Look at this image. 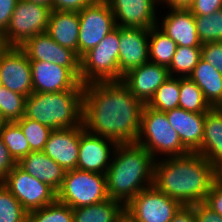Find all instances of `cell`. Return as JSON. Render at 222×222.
<instances>
[{
  "instance_id": "1",
  "label": "cell",
  "mask_w": 222,
  "mask_h": 222,
  "mask_svg": "<svg viewBox=\"0 0 222 222\" xmlns=\"http://www.w3.org/2000/svg\"><path fill=\"white\" fill-rule=\"evenodd\" d=\"M143 107L122 81L89 83L84 85L82 123L96 136L136 143Z\"/></svg>"
},
{
  "instance_id": "2",
  "label": "cell",
  "mask_w": 222,
  "mask_h": 222,
  "mask_svg": "<svg viewBox=\"0 0 222 222\" xmlns=\"http://www.w3.org/2000/svg\"><path fill=\"white\" fill-rule=\"evenodd\" d=\"M162 160H155L153 185L182 206L204 202L217 180L216 168L197 153Z\"/></svg>"
},
{
  "instance_id": "3",
  "label": "cell",
  "mask_w": 222,
  "mask_h": 222,
  "mask_svg": "<svg viewBox=\"0 0 222 222\" xmlns=\"http://www.w3.org/2000/svg\"><path fill=\"white\" fill-rule=\"evenodd\" d=\"M106 170L108 197L125 206L142 190L154 184L153 156L137 143L118 144Z\"/></svg>"
},
{
  "instance_id": "4",
  "label": "cell",
  "mask_w": 222,
  "mask_h": 222,
  "mask_svg": "<svg viewBox=\"0 0 222 222\" xmlns=\"http://www.w3.org/2000/svg\"><path fill=\"white\" fill-rule=\"evenodd\" d=\"M83 93L84 89L32 93L26 97L24 117L36 120L52 130L80 126Z\"/></svg>"
},
{
  "instance_id": "5",
  "label": "cell",
  "mask_w": 222,
  "mask_h": 222,
  "mask_svg": "<svg viewBox=\"0 0 222 222\" xmlns=\"http://www.w3.org/2000/svg\"><path fill=\"white\" fill-rule=\"evenodd\" d=\"M136 143L143 146L155 160L158 153L165 154L167 158L191 153L182 144L166 113L151 109L147 105H144L142 110L141 129Z\"/></svg>"
},
{
  "instance_id": "6",
  "label": "cell",
  "mask_w": 222,
  "mask_h": 222,
  "mask_svg": "<svg viewBox=\"0 0 222 222\" xmlns=\"http://www.w3.org/2000/svg\"><path fill=\"white\" fill-rule=\"evenodd\" d=\"M120 26H117L95 47L80 57V82L119 81Z\"/></svg>"
},
{
  "instance_id": "7",
  "label": "cell",
  "mask_w": 222,
  "mask_h": 222,
  "mask_svg": "<svg viewBox=\"0 0 222 222\" xmlns=\"http://www.w3.org/2000/svg\"><path fill=\"white\" fill-rule=\"evenodd\" d=\"M107 199L105 174L79 169L66 171L62 186L57 191V200L72 209L98 204Z\"/></svg>"
},
{
  "instance_id": "8",
  "label": "cell",
  "mask_w": 222,
  "mask_h": 222,
  "mask_svg": "<svg viewBox=\"0 0 222 222\" xmlns=\"http://www.w3.org/2000/svg\"><path fill=\"white\" fill-rule=\"evenodd\" d=\"M51 9L46 6L18 0L6 32L2 35L6 47H20L28 39L45 33Z\"/></svg>"
},
{
  "instance_id": "9",
  "label": "cell",
  "mask_w": 222,
  "mask_h": 222,
  "mask_svg": "<svg viewBox=\"0 0 222 222\" xmlns=\"http://www.w3.org/2000/svg\"><path fill=\"white\" fill-rule=\"evenodd\" d=\"M79 38L78 56L81 57L97 46L117 26L115 17L106 0H96L92 5L78 12Z\"/></svg>"
},
{
  "instance_id": "10",
  "label": "cell",
  "mask_w": 222,
  "mask_h": 222,
  "mask_svg": "<svg viewBox=\"0 0 222 222\" xmlns=\"http://www.w3.org/2000/svg\"><path fill=\"white\" fill-rule=\"evenodd\" d=\"M2 184L28 213L45 207L57 199V192L53 188L32 177L18 165L8 173Z\"/></svg>"
},
{
  "instance_id": "11",
  "label": "cell",
  "mask_w": 222,
  "mask_h": 222,
  "mask_svg": "<svg viewBox=\"0 0 222 222\" xmlns=\"http://www.w3.org/2000/svg\"><path fill=\"white\" fill-rule=\"evenodd\" d=\"M182 205L154 185L140 191L126 206L125 210L138 222H171Z\"/></svg>"
},
{
  "instance_id": "12",
  "label": "cell",
  "mask_w": 222,
  "mask_h": 222,
  "mask_svg": "<svg viewBox=\"0 0 222 222\" xmlns=\"http://www.w3.org/2000/svg\"><path fill=\"white\" fill-rule=\"evenodd\" d=\"M0 85L26 97L33 93L30 60L20 47L0 51Z\"/></svg>"
},
{
  "instance_id": "13",
  "label": "cell",
  "mask_w": 222,
  "mask_h": 222,
  "mask_svg": "<svg viewBox=\"0 0 222 222\" xmlns=\"http://www.w3.org/2000/svg\"><path fill=\"white\" fill-rule=\"evenodd\" d=\"M20 48L30 61L51 62L67 67L80 80V57L54 41L46 32L28 39Z\"/></svg>"
},
{
  "instance_id": "14",
  "label": "cell",
  "mask_w": 222,
  "mask_h": 222,
  "mask_svg": "<svg viewBox=\"0 0 222 222\" xmlns=\"http://www.w3.org/2000/svg\"><path fill=\"white\" fill-rule=\"evenodd\" d=\"M117 145L118 143L116 141L109 138L96 136L90 132H87L85 128H83L80 131L77 169L87 172L105 174L112 161L110 156L111 158L113 157V150Z\"/></svg>"
},
{
  "instance_id": "15",
  "label": "cell",
  "mask_w": 222,
  "mask_h": 222,
  "mask_svg": "<svg viewBox=\"0 0 222 222\" xmlns=\"http://www.w3.org/2000/svg\"><path fill=\"white\" fill-rule=\"evenodd\" d=\"M30 64L33 93L84 89V85L67 67L44 61H30Z\"/></svg>"
},
{
  "instance_id": "16",
  "label": "cell",
  "mask_w": 222,
  "mask_h": 222,
  "mask_svg": "<svg viewBox=\"0 0 222 222\" xmlns=\"http://www.w3.org/2000/svg\"><path fill=\"white\" fill-rule=\"evenodd\" d=\"M150 29L120 27L119 81L132 69L149 61Z\"/></svg>"
},
{
  "instance_id": "17",
  "label": "cell",
  "mask_w": 222,
  "mask_h": 222,
  "mask_svg": "<svg viewBox=\"0 0 222 222\" xmlns=\"http://www.w3.org/2000/svg\"><path fill=\"white\" fill-rule=\"evenodd\" d=\"M116 26L151 29L158 26L156 3L159 0H106Z\"/></svg>"
},
{
  "instance_id": "18",
  "label": "cell",
  "mask_w": 222,
  "mask_h": 222,
  "mask_svg": "<svg viewBox=\"0 0 222 222\" xmlns=\"http://www.w3.org/2000/svg\"><path fill=\"white\" fill-rule=\"evenodd\" d=\"M80 126L52 130L43 152L65 171L77 169L79 155Z\"/></svg>"
},
{
  "instance_id": "19",
  "label": "cell",
  "mask_w": 222,
  "mask_h": 222,
  "mask_svg": "<svg viewBox=\"0 0 222 222\" xmlns=\"http://www.w3.org/2000/svg\"><path fill=\"white\" fill-rule=\"evenodd\" d=\"M169 77L168 68L148 61L125 74L122 82L138 100L147 105L158 87Z\"/></svg>"
},
{
  "instance_id": "20",
  "label": "cell",
  "mask_w": 222,
  "mask_h": 222,
  "mask_svg": "<svg viewBox=\"0 0 222 222\" xmlns=\"http://www.w3.org/2000/svg\"><path fill=\"white\" fill-rule=\"evenodd\" d=\"M160 30L169 36L177 46L201 47L194 15L188 8H170L163 17Z\"/></svg>"
},
{
  "instance_id": "21",
  "label": "cell",
  "mask_w": 222,
  "mask_h": 222,
  "mask_svg": "<svg viewBox=\"0 0 222 222\" xmlns=\"http://www.w3.org/2000/svg\"><path fill=\"white\" fill-rule=\"evenodd\" d=\"M165 113L182 144L191 153H195L202 144L205 113L188 112L179 107Z\"/></svg>"
},
{
  "instance_id": "22",
  "label": "cell",
  "mask_w": 222,
  "mask_h": 222,
  "mask_svg": "<svg viewBox=\"0 0 222 222\" xmlns=\"http://www.w3.org/2000/svg\"><path fill=\"white\" fill-rule=\"evenodd\" d=\"M17 165L32 177L48 184L56 192L62 186L66 174V171L43 151L30 152Z\"/></svg>"
},
{
  "instance_id": "23",
  "label": "cell",
  "mask_w": 222,
  "mask_h": 222,
  "mask_svg": "<svg viewBox=\"0 0 222 222\" xmlns=\"http://www.w3.org/2000/svg\"><path fill=\"white\" fill-rule=\"evenodd\" d=\"M202 155L216 169L222 165V109L211 107L205 113L204 136L195 152Z\"/></svg>"
},
{
  "instance_id": "24",
  "label": "cell",
  "mask_w": 222,
  "mask_h": 222,
  "mask_svg": "<svg viewBox=\"0 0 222 222\" xmlns=\"http://www.w3.org/2000/svg\"><path fill=\"white\" fill-rule=\"evenodd\" d=\"M79 26L78 12L51 10L46 33L78 55Z\"/></svg>"
},
{
  "instance_id": "25",
  "label": "cell",
  "mask_w": 222,
  "mask_h": 222,
  "mask_svg": "<svg viewBox=\"0 0 222 222\" xmlns=\"http://www.w3.org/2000/svg\"><path fill=\"white\" fill-rule=\"evenodd\" d=\"M188 78L199 86L211 107L222 105V74L209 63L200 58Z\"/></svg>"
},
{
  "instance_id": "26",
  "label": "cell",
  "mask_w": 222,
  "mask_h": 222,
  "mask_svg": "<svg viewBox=\"0 0 222 222\" xmlns=\"http://www.w3.org/2000/svg\"><path fill=\"white\" fill-rule=\"evenodd\" d=\"M125 210V205L114 199L101 203L73 208L74 222H117Z\"/></svg>"
},
{
  "instance_id": "27",
  "label": "cell",
  "mask_w": 222,
  "mask_h": 222,
  "mask_svg": "<svg viewBox=\"0 0 222 222\" xmlns=\"http://www.w3.org/2000/svg\"><path fill=\"white\" fill-rule=\"evenodd\" d=\"M158 26L149 32V61L168 68L176 52L177 44Z\"/></svg>"
},
{
  "instance_id": "28",
  "label": "cell",
  "mask_w": 222,
  "mask_h": 222,
  "mask_svg": "<svg viewBox=\"0 0 222 222\" xmlns=\"http://www.w3.org/2000/svg\"><path fill=\"white\" fill-rule=\"evenodd\" d=\"M180 77H169L156 90L153 98L147 104L151 109L166 112L179 107Z\"/></svg>"
},
{
  "instance_id": "29",
  "label": "cell",
  "mask_w": 222,
  "mask_h": 222,
  "mask_svg": "<svg viewBox=\"0 0 222 222\" xmlns=\"http://www.w3.org/2000/svg\"><path fill=\"white\" fill-rule=\"evenodd\" d=\"M0 138L17 163L31 152L29 143L16 122H5Z\"/></svg>"
},
{
  "instance_id": "30",
  "label": "cell",
  "mask_w": 222,
  "mask_h": 222,
  "mask_svg": "<svg viewBox=\"0 0 222 222\" xmlns=\"http://www.w3.org/2000/svg\"><path fill=\"white\" fill-rule=\"evenodd\" d=\"M179 108L193 113H206L211 108L202 90L188 77H180Z\"/></svg>"
},
{
  "instance_id": "31",
  "label": "cell",
  "mask_w": 222,
  "mask_h": 222,
  "mask_svg": "<svg viewBox=\"0 0 222 222\" xmlns=\"http://www.w3.org/2000/svg\"><path fill=\"white\" fill-rule=\"evenodd\" d=\"M200 58L201 47L177 46L176 52L168 67L169 75L175 77L178 74L177 76L181 78L188 77L198 64Z\"/></svg>"
},
{
  "instance_id": "32",
  "label": "cell",
  "mask_w": 222,
  "mask_h": 222,
  "mask_svg": "<svg viewBox=\"0 0 222 222\" xmlns=\"http://www.w3.org/2000/svg\"><path fill=\"white\" fill-rule=\"evenodd\" d=\"M26 96L0 85V115L5 122H16L25 113Z\"/></svg>"
},
{
  "instance_id": "33",
  "label": "cell",
  "mask_w": 222,
  "mask_h": 222,
  "mask_svg": "<svg viewBox=\"0 0 222 222\" xmlns=\"http://www.w3.org/2000/svg\"><path fill=\"white\" fill-rule=\"evenodd\" d=\"M28 222H74L73 209L56 199L53 203L28 213Z\"/></svg>"
},
{
  "instance_id": "34",
  "label": "cell",
  "mask_w": 222,
  "mask_h": 222,
  "mask_svg": "<svg viewBox=\"0 0 222 222\" xmlns=\"http://www.w3.org/2000/svg\"><path fill=\"white\" fill-rule=\"evenodd\" d=\"M196 30L202 43L222 41V9L211 15L194 16Z\"/></svg>"
},
{
  "instance_id": "35",
  "label": "cell",
  "mask_w": 222,
  "mask_h": 222,
  "mask_svg": "<svg viewBox=\"0 0 222 222\" xmlns=\"http://www.w3.org/2000/svg\"><path fill=\"white\" fill-rule=\"evenodd\" d=\"M16 123L25 135L31 152L43 151L52 129L24 116Z\"/></svg>"
},
{
  "instance_id": "36",
  "label": "cell",
  "mask_w": 222,
  "mask_h": 222,
  "mask_svg": "<svg viewBox=\"0 0 222 222\" xmlns=\"http://www.w3.org/2000/svg\"><path fill=\"white\" fill-rule=\"evenodd\" d=\"M0 222H28V212L0 182Z\"/></svg>"
},
{
  "instance_id": "37",
  "label": "cell",
  "mask_w": 222,
  "mask_h": 222,
  "mask_svg": "<svg viewBox=\"0 0 222 222\" xmlns=\"http://www.w3.org/2000/svg\"><path fill=\"white\" fill-rule=\"evenodd\" d=\"M201 58L222 74V41L202 43Z\"/></svg>"
},
{
  "instance_id": "38",
  "label": "cell",
  "mask_w": 222,
  "mask_h": 222,
  "mask_svg": "<svg viewBox=\"0 0 222 222\" xmlns=\"http://www.w3.org/2000/svg\"><path fill=\"white\" fill-rule=\"evenodd\" d=\"M188 9L194 16L211 15L222 9V0H193Z\"/></svg>"
},
{
  "instance_id": "39",
  "label": "cell",
  "mask_w": 222,
  "mask_h": 222,
  "mask_svg": "<svg viewBox=\"0 0 222 222\" xmlns=\"http://www.w3.org/2000/svg\"><path fill=\"white\" fill-rule=\"evenodd\" d=\"M203 203L222 216V184L219 181L216 180L211 185L210 191Z\"/></svg>"
},
{
  "instance_id": "40",
  "label": "cell",
  "mask_w": 222,
  "mask_h": 222,
  "mask_svg": "<svg viewBox=\"0 0 222 222\" xmlns=\"http://www.w3.org/2000/svg\"><path fill=\"white\" fill-rule=\"evenodd\" d=\"M96 0H52V10L80 12Z\"/></svg>"
},
{
  "instance_id": "41",
  "label": "cell",
  "mask_w": 222,
  "mask_h": 222,
  "mask_svg": "<svg viewBox=\"0 0 222 222\" xmlns=\"http://www.w3.org/2000/svg\"><path fill=\"white\" fill-rule=\"evenodd\" d=\"M191 206L194 209L196 222H222V216L211 210L203 202Z\"/></svg>"
},
{
  "instance_id": "42",
  "label": "cell",
  "mask_w": 222,
  "mask_h": 222,
  "mask_svg": "<svg viewBox=\"0 0 222 222\" xmlns=\"http://www.w3.org/2000/svg\"><path fill=\"white\" fill-rule=\"evenodd\" d=\"M17 165L5 144L0 138V182H2L8 173Z\"/></svg>"
},
{
  "instance_id": "43",
  "label": "cell",
  "mask_w": 222,
  "mask_h": 222,
  "mask_svg": "<svg viewBox=\"0 0 222 222\" xmlns=\"http://www.w3.org/2000/svg\"><path fill=\"white\" fill-rule=\"evenodd\" d=\"M18 0H0V33L3 35L10 23V19Z\"/></svg>"
},
{
  "instance_id": "44",
  "label": "cell",
  "mask_w": 222,
  "mask_h": 222,
  "mask_svg": "<svg viewBox=\"0 0 222 222\" xmlns=\"http://www.w3.org/2000/svg\"><path fill=\"white\" fill-rule=\"evenodd\" d=\"M171 222H196L193 207L185 205L181 206L174 214Z\"/></svg>"
},
{
  "instance_id": "45",
  "label": "cell",
  "mask_w": 222,
  "mask_h": 222,
  "mask_svg": "<svg viewBox=\"0 0 222 222\" xmlns=\"http://www.w3.org/2000/svg\"><path fill=\"white\" fill-rule=\"evenodd\" d=\"M160 2H166V4L169 6L167 8H189L193 0H159V3Z\"/></svg>"
},
{
  "instance_id": "46",
  "label": "cell",
  "mask_w": 222,
  "mask_h": 222,
  "mask_svg": "<svg viewBox=\"0 0 222 222\" xmlns=\"http://www.w3.org/2000/svg\"><path fill=\"white\" fill-rule=\"evenodd\" d=\"M117 222H138L130 213L126 210L119 216Z\"/></svg>"
},
{
  "instance_id": "47",
  "label": "cell",
  "mask_w": 222,
  "mask_h": 222,
  "mask_svg": "<svg viewBox=\"0 0 222 222\" xmlns=\"http://www.w3.org/2000/svg\"><path fill=\"white\" fill-rule=\"evenodd\" d=\"M25 1L42 5V6H46L52 10V0H25Z\"/></svg>"
},
{
  "instance_id": "48",
  "label": "cell",
  "mask_w": 222,
  "mask_h": 222,
  "mask_svg": "<svg viewBox=\"0 0 222 222\" xmlns=\"http://www.w3.org/2000/svg\"><path fill=\"white\" fill-rule=\"evenodd\" d=\"M217 181L222 184V165L216 169Z\"/></svg>"
},
{
  "instance_id": "49",
  "label": "cell",
  "mask_w": 222,
  "mask_h": 222,
  "mask_svg": "<svg viewBox=\"0 0 222 222\" xmlns=\"http://www.w3.org/2000/svg\"><path fill=\"white\" fill-rule=\"evenodd\" d=\"M5 47V44L3 42L2 34L0 33V51Z\"/></svg>"
},
{
  "instance_id": "50",
  "label": "cell",
  "mask_w": 222,
  "mask_h": 222,
  "mask_svg": "<svg viewBox=\"0 0 222 222\" xmlns=\"http://www.w3.org/2000/svg\"><path fill=\"white\" fill-rule=\"evenodd\" d=\"M5 123V121L3 120V118L0 115V131L2 129L3 124Z\"/></svg>"
}]
</instances>
